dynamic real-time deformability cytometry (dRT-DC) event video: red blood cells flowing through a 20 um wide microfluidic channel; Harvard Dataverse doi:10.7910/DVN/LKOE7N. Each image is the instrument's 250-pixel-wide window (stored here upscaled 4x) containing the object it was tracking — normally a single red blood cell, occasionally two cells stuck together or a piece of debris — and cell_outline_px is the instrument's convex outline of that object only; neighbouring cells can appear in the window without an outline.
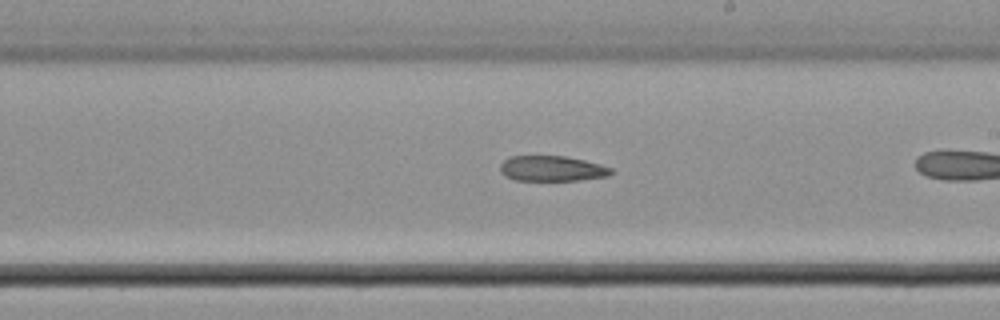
{"species": "common noctule bat (a hibernating species)", "species_latin": "Nyctalus noctula", "temperature_condition": "cold", "stored_images_in_passage": 32, "camera_frame_rate_fps": 3000, "um_per_image_px": 0.085, "animal": {"sex": "male", "body_mass_g": 21.5, "forearm_length_mm": 52.0}, "frame": {"image": 1, "passage_image": 23, "time_ms": 7.333, "image_size_px": [1000, 320], "cell_outline_px": [[612, 172], [608, 176], [580, 180], [516, 180], [504, 176], [500, 172], [500, 164], [504, 160], [512, 156], [564, 156], [584, 160], [600, 164], [612, 168]], "centroid_in_image_um": [46.9, 14.33], "position_along_channel_um": 242.1, "area_um2": 16.36}}